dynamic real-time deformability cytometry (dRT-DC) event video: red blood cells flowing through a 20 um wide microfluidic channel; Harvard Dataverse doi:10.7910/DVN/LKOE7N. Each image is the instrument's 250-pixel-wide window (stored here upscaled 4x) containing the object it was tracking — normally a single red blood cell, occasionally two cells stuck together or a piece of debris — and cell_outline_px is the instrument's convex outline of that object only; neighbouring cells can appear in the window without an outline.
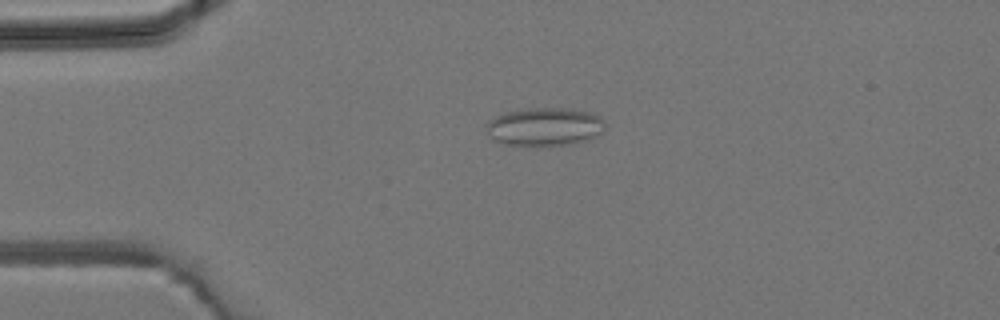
{"species": "common noctule bat (a hibernating species)", "species_latin": "Nyctalus noctula", "temperature_condition": "room temperature", "stored_images_in_passage": 6, "camera_frame_rate_fps": 3000, "um_per_image_px": 0.085, "animal": {"sex": "male", "body_mass_g": 19.2, "forearm_length_mm": 51.8}, "frame": {"image": 1, "passage_image": 4, "time_ms": 3.333, "image_size_px": [1000, 320], "cell_outline_px": [[604, 132], [600, 136], [588, 140], [572, 144], [536, 148], [520, 148], [500, 144], [492, 140], [484, 124], [488, 120], [504, 112], [524, 108], [564, 108], [588, 112], [600, 116], [604, 120]], "centroid_in_image_um": [46.25, 10.83], "position_along_channel_um": 38.8, "area_um2": 27.86}}